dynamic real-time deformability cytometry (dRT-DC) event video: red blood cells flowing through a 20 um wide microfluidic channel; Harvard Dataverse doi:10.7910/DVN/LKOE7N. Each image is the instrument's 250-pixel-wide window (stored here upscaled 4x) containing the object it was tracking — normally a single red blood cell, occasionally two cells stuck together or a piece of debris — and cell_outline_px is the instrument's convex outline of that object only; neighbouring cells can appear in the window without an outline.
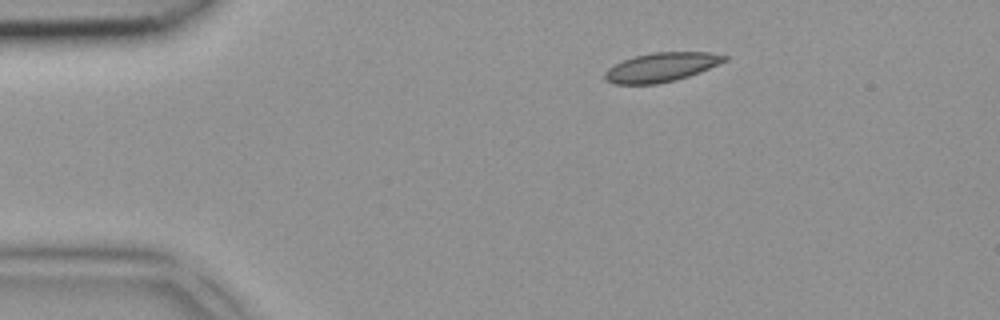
{"species": "common noctule bat (a hibernating species)", "species_latin": "Nyctalus noctula", "temperature_condition": "room temperature", "stored_images_in_passage": 3, "camera_frame_rate_fps": 3000, "um_per_image_px": 0.085, "animal": {"sex": "female", "body_mass_g": 18.4}, "frame": {"image": 1, "passage_image": 3, "time_ms": 0.667, "image_size_px": [1000, 320], "cell_outline_px": [[728, 60], [700, 72], [676, 80], [656, 84], [616, 84], [604, 80], [604, 72], [608, 68], [624, 60], [636, 56], [652, 52], [708, 52], [728, 56]], "centroid_in_image_um": [56.21, 5.71], "position_along_channel_um": 28.8, "area_um2": 20.23}}